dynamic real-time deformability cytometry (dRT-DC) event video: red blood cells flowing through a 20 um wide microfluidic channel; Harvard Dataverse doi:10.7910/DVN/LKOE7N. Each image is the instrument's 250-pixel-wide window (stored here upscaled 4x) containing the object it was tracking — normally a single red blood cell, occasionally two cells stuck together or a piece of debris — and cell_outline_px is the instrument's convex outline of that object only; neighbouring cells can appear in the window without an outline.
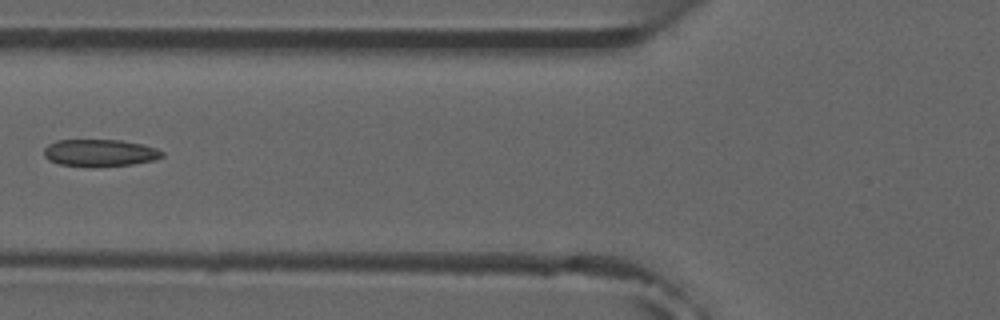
{"species": "common noctule bat (a hibernating species)", "species_latin": "Nyctalus noctula", "temperature_condition": "room temperature", "stored_images_in_passage": 6, "camera_frame_rate_fps": 3000, "um_per_image_px": 0.085, "animal": {"sex": "male", "forearm_length_mm": 52.5}, "frame": {"image": 1, "passage_image": 6, "time_ms": 6.0, "image_size_px": [1000, 320], "cell_outline_px": [[164, 156], [152, 160], [132, 164], [96, 168], [88, 168], [60, 164], [48, 160], [44, 156], [44, 148], [48, 144], [56, 140], [120, 140], [140, 144], [156, 148], [164, 152]], "centroid_in_image_um": [8.45, 13.01], "position_along_channel_um": 117.4, "area_um2": 18.96}}